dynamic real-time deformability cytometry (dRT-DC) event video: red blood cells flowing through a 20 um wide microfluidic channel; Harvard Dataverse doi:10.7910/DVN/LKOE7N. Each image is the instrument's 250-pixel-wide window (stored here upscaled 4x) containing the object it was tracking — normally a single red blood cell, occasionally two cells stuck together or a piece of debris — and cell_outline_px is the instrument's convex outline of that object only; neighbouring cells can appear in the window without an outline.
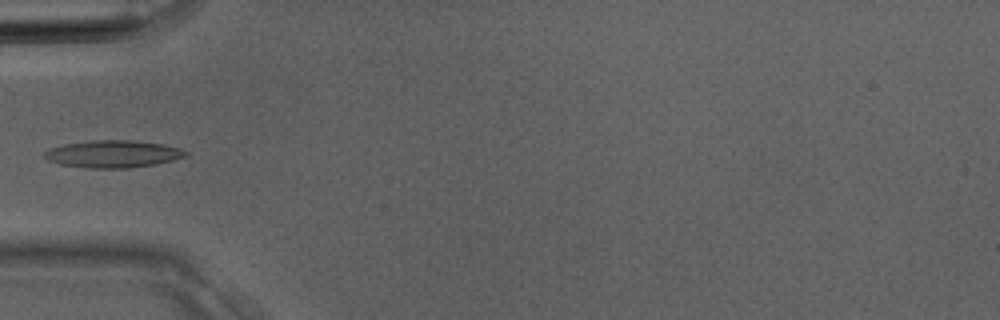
{"species": "Egyptian fruit bat (a non-hibernating species)", "species_latin": "Rousettus aegyptiacus", "temperature_condition": "room temperature", "stored_images_in_passage": 2, "camera_frame_rate_fps": 3000, "um_per_image_px": 0.085, "animal": {"sex": "male"}, "frame": {"image": 1, "passage_image": 2, "time_ms": 0.333, "image_size_px": [1000, 320], "cell_outline_px": [[188, 156], [156, 164], [128, 168], [88, 168], [60, 164], [48, 160], [44, 156], [44, 152], [52, 148], [64, 144], [92, 140], [132, 140], [164, 144], [180, 148], [188, 152]], "centroid_in_image_um": [9.64, 13.08], "position_along_channel_um": 75.4, "area_um2": 22.43}}